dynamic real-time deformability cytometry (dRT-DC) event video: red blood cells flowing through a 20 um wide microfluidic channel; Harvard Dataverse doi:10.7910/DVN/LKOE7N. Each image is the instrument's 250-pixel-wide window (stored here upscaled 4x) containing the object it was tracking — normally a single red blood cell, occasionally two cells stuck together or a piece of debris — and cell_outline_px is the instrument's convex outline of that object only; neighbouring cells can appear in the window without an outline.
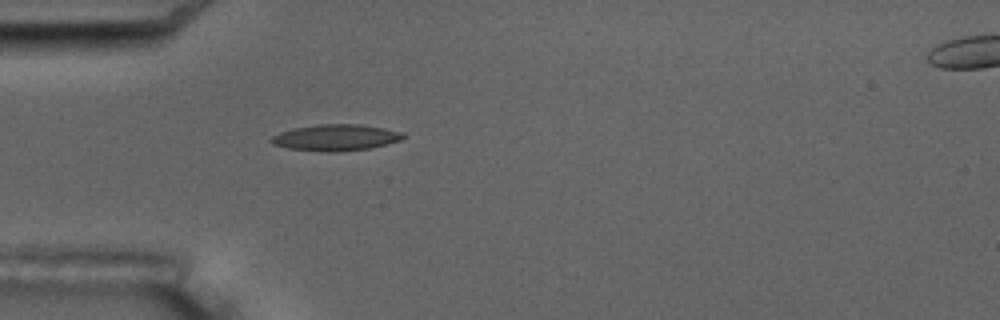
{"species": "common noctule bat (a hibernating species)", "species_latin": "Nyctalus noctula", "temperature_condition": "room temperature", "stored_images_in_passage": 1, "camera_frame_rate_fps": 3000, "um_per_image_px": 0.085, "animal": {"sex": "male", "body_mass_g": 17.5, "forearm_length_mm": 52.3}, "frame": {"image": 1, "passage_image": 1, "time_ms": 0.0, "image_size_px": [1000, 320], "cell_outline_px": [[404, 136], [400, 140], [368, 148], [336, 152], [320, 152], [288, 148], [272, 144], [268, 140], [272, 136], [280, 132], [292, 128], [316, 124], [360, 124], [384, 128], [404, 132]], "centroid_in_image_um": [28.48, 11.69], "position_along_channel_um": 56.5, "area_um2": 20.29}}